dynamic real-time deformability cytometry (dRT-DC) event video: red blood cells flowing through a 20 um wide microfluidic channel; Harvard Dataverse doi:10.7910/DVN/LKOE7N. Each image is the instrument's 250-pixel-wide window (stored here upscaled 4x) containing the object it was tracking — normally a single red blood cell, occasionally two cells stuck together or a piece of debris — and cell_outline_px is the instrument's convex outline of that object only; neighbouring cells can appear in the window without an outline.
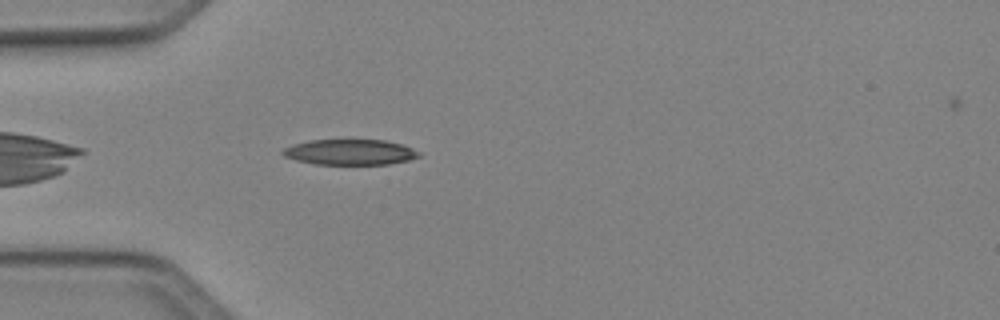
{"species": "Egyptian fruit bat (a non-hibernating species)", "species_latin": "Rousettus aegyptiacus", "temperature_condition": "cold", "stored_images_in_passage": 38, "camera_frame_rate_fps": 3000, "um_per_image_px": 0.085, "animal": {"sex": "female"}, "frame": {"image": 1, "passage_image": 3, "time_ms": 0.667, "image_size_px": [1000, 320], "cell_outline_px": [[420, 156], [408, 160], [388, 164], [316, 164], [296, 160], [284, 156], [280, 152], [284, 148], [292, 144], [312, 140], [384, 140], [400, 144], [412, 148], [420, 152]], "centroid_in_image_um": [29.73, 12.93], "position_along_channel_um": 55.3, "area_um2": 20.11}}
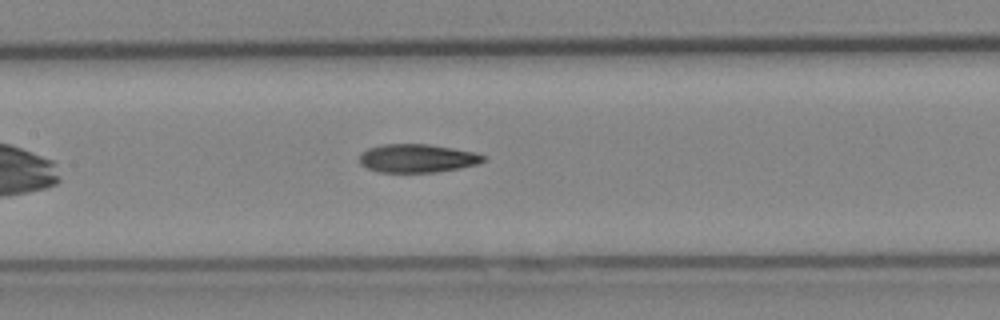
{"frame": {"image": 2, "passage_image": 12, "time_ms": 3.667, "image_size_px": [1000, 320], "cell_outline_px": [[484, 160], [476, 164], [460, 168], [436, 172], [380, 172], [368, 168], [360, 164], [360, 152], [368, 148], [384, 144], [428, 144], [476, 152], [484, 156]], "centroid_in_image_um": [35.44, 13.45], "position_along_channel_um": 172.0, "area_um2": 20.4}}
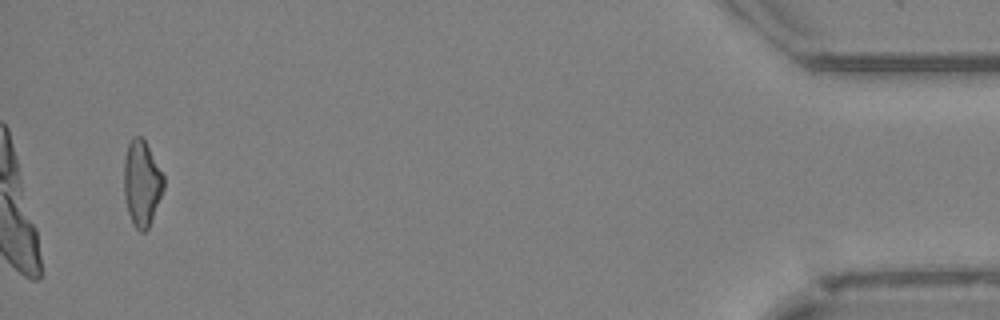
{"frame": {"image": 3, "passage_image": 36, "time_ms": 11.667, "image_size_px": [1000, 320], "cell_outline_px": [[164, 188], [148, 228], [144, 232], [140, 232], [132, 224], [128, 212], [124, 196], [124, 156], [128, 144], [132, 136], [140, 136], [144, 140], [164, 176]], "centroid_in_image_um": [12.03, 15.58], "position_along_channel_um": 423.2, "area_um2": 19.71}, "authors_computed_cell_mechanics": {"area_um2": 20.3745, "velocity_mm_per_s": 4.1308, "shape_relaxation_time_tau1_ms": 6.2598, "shape_relaxation_time_tau2_ms": 7.0312, "deformation_change_tau1": 0.1607, "deformation_change_tau2": 0.1878}}